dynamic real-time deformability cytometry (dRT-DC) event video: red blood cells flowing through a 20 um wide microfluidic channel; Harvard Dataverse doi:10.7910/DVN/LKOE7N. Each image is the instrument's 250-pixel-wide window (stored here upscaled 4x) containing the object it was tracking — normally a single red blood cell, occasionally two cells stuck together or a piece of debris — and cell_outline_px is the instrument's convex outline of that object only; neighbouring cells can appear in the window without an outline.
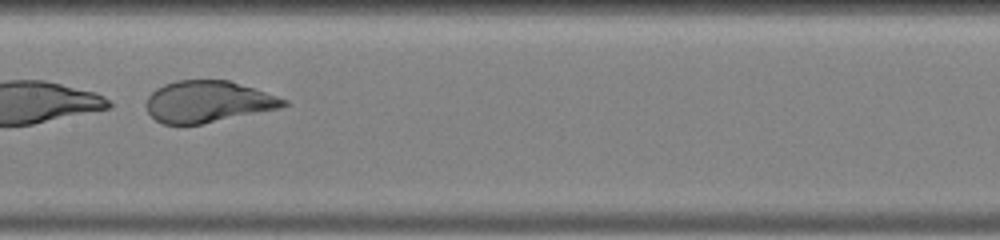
{"species": "human", "species_latin": "Homo sapiens", "temperature_condition": "warm", "stored_images_in_passage": 30, "camera_frame_rate_fps": 3000, "um_per_image_px": 0.085, "donor": {"sex": "male"}, "frame": {"image": 1, "passage_image": 22, "time_ms": 7.0, "image_size_px": [1000, 240], "cell_outline_px": [[288, 104], [280, 108], [200, 124], [164, 124], [156, 120], [148, 112], [144, 104], [148, 96], [156, 88], [164, 84], [176, 80], [228, 80], [288, 100]], "centroid_in_image_um": [17.62, 8.64], "position_along_channel_um": 189.8, "area_um2": 32.95}}